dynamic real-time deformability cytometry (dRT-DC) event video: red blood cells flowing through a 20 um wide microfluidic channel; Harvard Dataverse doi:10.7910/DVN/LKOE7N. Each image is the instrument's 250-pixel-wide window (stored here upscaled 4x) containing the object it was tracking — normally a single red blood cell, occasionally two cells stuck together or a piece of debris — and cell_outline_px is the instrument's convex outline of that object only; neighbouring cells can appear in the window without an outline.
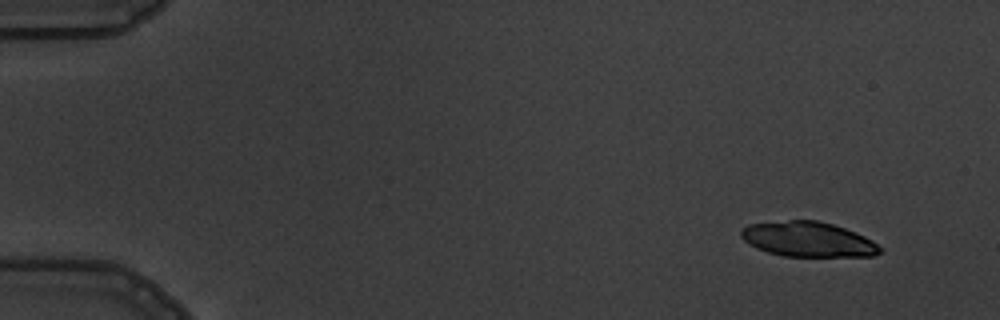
{"species": "common noctule bat (a hibernating species)", "species_latin": "Nyctalus noctula", "temperature_condition": "warm", "stored_images_in_passage": 6, "camera_frame_rate_fps": 3000, "um_per_image_px": 0.085, "animal": {"sex": "male", "body_mass_g": 19.5, "forearm_length_mm": 54.6}, "frame": {"image": 1, "passage_image": 1, "time_ms": 0.0, "image_size_px": [1000, 320], "cell_outline_px": [[884, 248], [880, 252], [872, 256], [784, 256], [768, 252], [756, 248], [748, 244], [740, 236], [740, 232], [748, 224], [788, 220], [816, 220], [832, 224], [856, 232], [872, 240]], "centroid_in_image_um": [68.69, 20.34], "position_along_channel_um": 16.3, "area_um2": 28.32}}